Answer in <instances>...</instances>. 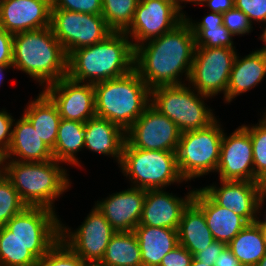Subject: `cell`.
<instances>
[{"mask_svg":"<svg viewBox=\"0 0 266 266\" xmlns=\"http://www.w3.org/2000/svg\"><path fill=\"white\" fill-rule=\"evenodd\" d=\"M195 49V37L184 19L173 30L134 48V70L150 89L184 84L180 77L185 73L189 81Z\"/></svg>","mask_w":266,"mask_h":266,"instance_id":"cell-1","label":"cell"},{"mask_svg":"<svg viewBox=\"0 0 266 266\" xmlns=\"http://www.w3.org/2000/svg\"><path fill=\"white\" fill-rule=\"evenodd\" d=\"M133 69L134 48L124 32H112L101 42L76 49L67 59V76L82 83L119 78Z\"/></svg>","mask_w":266,"mask_h":266,"instance_id":"cell-2","label":"cell"},{"mask_svg":"<svg viewBox=\"0 0 266 266\" xmlns=\"http://www.w3.org/2000/svg\"><path fill=\"white\" fill-rule=\"evenodd\" d=\"M67 59L51 27L14 34L13 67L47 87L67 76Z\"/></svg>","mask_w":266,"mask_h":266,"instance_id":"cell-3","label":"cell"},{"mask_svg":"<svg viewBox=\"0 0 266 266\" xmlns=\"http://www.w3.org/2000/svg\"><path fill=\"white\" fill-rule=\"evenodd\" d=\"M59 163L62 162L55 159L43 162L0 160V170L27 206L46 207L54 211L55 199L71 186L67 170Z\"/></svg>","mask_w":266,"mask_h":266,"instance_id":"cell-4","label":"cell"},{"mask_svg":"<svg viewBox=\"0 0 266 266\" xmlns=\"http://www.w3.org/2000/svg\"><path fill=\"white\" fill-rule=\"evenodd\" d=\"M96 116L126 131L151 104V89L133 69L115 79L93 84Z\"/></svg>","mask_w":266,"mask_h":266,"instance_id":"cell-5","label":"cell"},{"mask_svg":"<svg viewBox=\"0 0 266 266\" xmlns=\"http://www.w3.org/2000/svg\"><path fill=\"white\" fill-rule=\"evenodd\" d=\"M119 165L131 187L143 190L163 189L185 181L177 167L176 152L172 151L142 150L125 141Z\"/></svg>","mask_w":266,"mask_h":266,"instance_id":"cell-6","label":"cell"},{"mask_svg":"<svg viewBox=\"0 0 266 266\" xmlns=\"http://www.w3.org/2000/svg\"><path fill=\"white\" fill-rule=\"evenodd\" d=\"M186 85L184 83L151 89V105L172 120L181 133L208 127L217 119L204 102L209 96L191 89L189 83L188 87Z\"/></svg>","mask_w":266,"mask_h":266,"instance_id":"cell-7","label":"cell"},{"mask_svg":"<svg viewBox=\"0 0 266 266\" xmlns=\"http://www.w3.org/2000/svg\"><path fill=\"white\" fill-rule=\"evenodd\" d=\"M216 119L208 127L181 133L176 151L181 177L191 179L216 172L224 130Z\"/></svg>","mask_w":266,"mask_h":266,"instance_id":"cell-8","label":"cell"},{"mask_svg":"<svg viewBox=\"0 0 266 266\" xmlns=\"http://www.w3.org/2000/svg\"><path fill=\"white\" fill-rule=\"evenodd\" d=\"M50 27L66 55L94 45L114 32L101 14H85L63 9H51Z\"/></svg>","mask_w":266,"mask_h":266,"instance_id":"cell-9","label":"cell"},{"mask_svg":"<svg viewBox=\"0 0 266 266\" xmlns=\"http://www.w3.org/2000/svg\"><path fill=\"white\" fill-rule=\"evenodd\" d=\"M237 52L228 47H196L189 85L200 94L210 98L223 93L226 102L229 76Z\"/></svg>","mask_w":266,"mask_h":266,"instance_id":"cell-10","label":"cell"},{"mask_svg":"<svg viewBox=\"0 0 266 266\" xmlns=\"http://www.w3.org/2000/svg\"><path fill=\"white\" fill-rule=\"evenodd\" d=\"M184 15L177 0H139L132 23L124 33L132 38L135 48L173 30L184 20Z\"/></svg>","mask_w":266,"mask_h":266,"instance_id":"cell-11","label":"cell"},{"mask_svg":"<svg viewBox=\"0 0 266 266\" xmlns=\"http://www.w3.org/2000/svg\"><path fill=\"white\" fill-rule=\"evenodd\" d=\"M74 231L60 221V240L85 262H100L111 237L116 233L105 216L96 208Z\"/></svg>","mask_w":266,"mask_h":266,"instance_id":"cell-12","label":"cell"},{"mask_svg":"<svg viewBox=\"0 0 266 266\" xmlns=\"http://www.w3.org/2000/svg\"><path fill=\"white\" fill-rule=\"evenodd\" d=\"M180 135L177 125L151 104L125 131L126 142L142 150L176 152Z\"/></svg>","mask_w":266,"mask_h":266,"instance_id":"cell-13","label":"cell"},{"mask_svg":"<svg viewBox=\"0 0 266 266\" xmlns=\"http://www.w3.org/2000/svg\"><path fill=\"white\" fill-rule=\"evenodd\" d=\"M42 91L56 105L61 119L85 123L96 116L93 84L77 82L66 76Z\"/></svg>","mask_w":266,"mask_h":266,"instance_id":"cell-14","label":"cell"},{"mask_svg":"<svg viewBox=\"0 0 266 266\" xmlns=\"http://www.w3.org/2000/svg\"><path fill=\"white\" fill-rule=\"evenodd\" d=\"M216 172L220 180L257 182L251 138L243 126L235 129L230 136L224 132Z\"/></svg>","mask_w":266,"mask_h":266,"instance_id":"cell-15","label":"cell"},{"mask_svg":"<svg viewBox=\"0 0 266 266\" xmlns=\"http://www.w3.org/2000/svg\"><path fill=\"white\" fill-rule=\"evenodd\" d=\"M51 0H3L0 25L11 34L50 27Z\"/></svg>","mask_w":266,"mask_h":266,"instance_id":"cell-16","label":"cell"},{"mask_svg":"<svg viewBox=\"0 0 266 266\" xmlns=\"http://www.w3.org/2000/svg\"><path fill=\"white\" fill-rule=\"evenodd\" d=\"M146 190L130 187L97 201L96 208L116 232H132L139 224Z\"/></svg>","mask_w":266,"mask_h":266,"instance_id":"cell-17","label":"cell"},{"mask_svg":"<svg viewBox=\"0 0 266 266\" xmlns=\"http://www.w3.org/2000/svg\"><path fill=\"white\" fill-rule=\"evenodd\" d=\"M164 189L146 190L145 201L138 225L178 230L185 208L193 200L195 190L183 198Z\"/></svg>","mask_w":266,"mask_h":266,"instance_id":"cell-18","label":"cell"},{"mask_svg":"<svg viewBox=\"0 0 266 266\" xmlns=\"http://www.w3.org/2000/svg\"><path fill=\"white\" fill-rule=\"evenodd\" d=\"M220 187L210 185L202 189L220 206L243 217L248 223H254L258 216L257 182L219 180Z\"/></svg>","mask_w":266,"mask_h":266,"instance_id":"cell-19","label":"cell"},{"mask_svg":"<svg viewBox=\"0 0 266 266\" xmlns=\"http://www.w3.org/2000/svg\"><path fill=\"white\" fill-rule=\"evenodd\" d=\"M46 207L27 206L4 226L22 240H60V219Z\"/></svg>","mask_w":266,"mask_h":266,"instance_id":"cell-20","label":"cell"},{"mask_svg":"<svg viewBox=\"0 0 266 266\" xmlns=\"http://www.w3.org/2000/svg\"><path fill=\"white\" fill-rule=\"evenodd\" d=\"M59 240H22L0 226V266H37Z\"/></svg>","mask_w":266,"mask_h":266,"instance_id":"cell-21","label":"cell"},{"mask_svg":"<svg viewBox=\"0 0 266 266\" xmlns=\"http://www.w3.org/2000/svg\"><path fill=\"white\" fill-rule=\"evenodd\" d=\"M193 201L203 210L214 240L228 243L249 223L240 215L218 205L202 188H195Z\"/></svg>","mask_w":266,"mask_h":266,"instance_id":"cell-22","label":"cell"},{"mask_svg":"<svg viewBox=\"0 0 266 266\" xmlns=\"http://www.w3.org/2000/svg\"><path fill=\"white\" fill-rule=\"evenodd\" d=\"M51 159H54L52 150L39 138L31 122L22 115L13 123L10 146L0 160L43 162Z\"/></svg>","mask_w":266,"mask_h":266,"instance_id":"cell-23","label":"cell"},{"mask_svg":"<svg viewBox=\"0 0 266 266\" xmlns=\"http://www.w3.org/2000/svg\"><path fill=\"white\" fill-rule=\"evenodd\" d=\"M84 141L87 150L109 155L120 164L126 138L125 131L115 123L98 116L90 118L85 122Z\"/></svg>","mask_w":266,"mask_h":266,"instance_id":"cell-24","label":"cell"},{"mask_svg":"<svg viewBox=\"0 0 266 266\" xmlns=\"http://www.w3.org/2000/svg\"><path fill=\"white\" fill-rule=\"evenodd\" d=\"M236 55L229 76L226 102L256 87L266 75V53L261 50L252 51L243 58ZM241 58V59H240Z\"/></svg>","mask_w":266,"mask_h":266,"instance_id":"cell-25","label":"cell"},{"mask_svg":"<svg viewBox=\"0 0 266 266\" xmlns=\"http://www.w3.org/2000/svg\"><path fill=\"white\" fill-rule=\"evenodd\" d=\"M135 233L141 251L142 266H159L163 257L179 245L178 230L138 225Z\"/></svg>","mask_w":266,"mask_h":266,"instance_id":"cell-26","label":"cell"},{"mask_svg":"<svg viewBox=\"0 0 266 266\" xmlns=\"http://www.w3.org/2000/svg\"><path fill=\"white\" fill-rule=\"evenodd\" d=\"M179 244L193 256L214 241L203 210L192 200L185 208L178 227Z\"/></svg>","mask_w":266,"mask_h":266,"instance_id":"cell-27","label":"cell"},{"mask_svg":"<svg viewBox=\"0 0 266 266\" xmlns=\"http://www.w3.org/2000/svg\"><path fill=\"white\" fill-rule=\"evenodd\" d=\"M23 115L31 122L44 144L53 150L61 117L52 100L41 91L34 101L28 103Z\"/></svg>","mask_w":266,"mask_h":266,"instance_id":"cell-28","label":"cell"},{"mask_svg":"<svg viewBox=\"0 0 266 266\" xmlns=\"http://www.w3.org/2000/svg\"><path fill=\"white\" fill-rule=\"evenodd\" d=\"M184 19L191 27L196 47H228L235 49V46H233L234 36L223 25V15L221 13L210 12L200 22L192 21V18L190 19L186 15H184Z\"/></svg>","mask_w":266,"mask_h":266,"instance_id":"cell-29","label":"cell"},{"mask_svg":"<svg viewBox=\"0 0 266 266\" xmlns=\"http://www.w3.org/2000/svg\"><path fill=\"white\" fill-rule=\"evenodd\" d=\"M84 129L85 123L80 121L60 120L57 139L52 150L55 160L81 167L76 153L85 146Z\"/></svg>","mask_w":266,"mask_h":266,"instance_id":"cell-30","label":"cell"},{"mask_svg":"<svg viewBox=\"0 0 266 266\" xmlns=\"http://www.w3.org/2000/svg\"><path fill=\"white\" fill-rule=\"evenodd\" d=\"M100 263L103 266H142L138 239L132 232H116Z\"/></svg>","mask_w":266,"mask_h":266,"instance_id":"cell-31","label":"cell"},{"mask_svg":"<svg viewBox=\"0 0 266 266\" xmlns=\"http://www.w3.org/2000/svg\"><path fill=\"white\" fill-rule=\"evenodd\" d=\"M242 266H255L266 254V246L259 226L246 225L227 245Z\"/></svg>","mask_w":266,"mask_h":266,"instance_id":"cell-32","label":"cell"},{"mask_svg":"<svg viewBox=\"0 0 266 266\" xmlns=\"http://www.w3.org/2000/svg\"><path fill=\"white\" fill-rule=\"evenodd\" d=\"M139 0H102L101 15L114 32H124L132 23Z\"/></svg>","mask_w":266,"mask_h":266,"instance_id":"cell-33","label":"cell"},{"mask_svg":"<svg viewBox=\"0 0 266 266\" xmlns=\"http://www.w3.org/2000/svg\"><path fill=\"white\" fill-rule=\"evenodd\" d=\"M26 207L11 181L0 170V226H4Z\"/></svg>","mask_w":266,"mask_h":266,"instance_id":"cell-34","label":"cell"},{"mask_svg":"<svg viewBox=\"0 0 266 266\" xmlns=\"http://www.w3.org/2000/svg\"><path fill=\"white\" fill-rule=\"evenodd\" d=\"M242 126L250 134L253 148L254 175L258 178L266 171V120L261 118L259 123L255 125Z\"/></svg>","mask_w":266,"mask_h":266,"instance_id":"cell-35","label":"cell"},{"mask_svg":"<svg viewBox=\"0 0 266 266\" xmlns=\"http://www.w3.org/2000/svg\"><path fill=\"white\" fill-rule=\"evenodd\" d=\"M85 261L59 240L38 262L37 266H84Z\"/></svg>","mask_w":266,"mask_h":266,"instance_id":"cell-36","label":"cell"},{"mask_svg":"<svg viewBox=\"0 0 266 266\" xmlns=\"http://www.w3.org/2000/svg\"><path fill=\"white\" fill-rule=\"evenodd\" d=\"M222 15L223 25L233 36L248 34L253 29L247 15L235 6Z\"/></svg>","mask_w":266,"mask_h":266,"instance_id":"cell-37","label":"cell"},{"mask_svg":"<svg viewBox=\"0 0 266 266\" xmlns=\"http://www.w3.org/2000/svg\"><path fill=\"white\" fill-rule=\"evenodd\" d=\"M52 9H63L85 14H101L102 0H51Z\"/></svg>","mask_w":266,"mask_h":266,"instance_id":"cell-38","label":"cell"},{"mask_svg":"<svg viewBox=\"0 0 266 266\" xmlns=\"http://www.w3.org/2000/svg\"><path fill=\"white\" fill-rule=\"evenodd\" d=\"M235 7L247 15L251 24H266V0H235Z\"/></svg>","mask_w":266,"mask_h":266,"instance_id":"cell-39","label":"cell"},{"mask_svg":"<svg viewBox=\"0 0 266 266\" xmlns=\"http://www.w3.org/2000/svg\"><path fill=\"white\" fill-rule=\"evenodd\" d=\"M15 119L5 109L0 110V158L8 151Z\"/></svg>","mask_w":266,"mask_h":266,"instance_id":"cell-40","label":"cell"},{"mask_svg":"<svg viewBox=\"0 0 266 266\" xmlns=\"http://www.w3.org/2000/svg\"><path fill=\"white\" fill-rule=\"evenodd\" d=\"M193 258L194 256L179 244L163 257L159 266H190Z\"/></svg>","mask_w":266,"mask_h":266,"instance_id":"cell-41","label":"cell"},{"mask_svg":"<svg viewBox=\"0 0 266 266\" xmlns=\"http://www.w3.org/2000/svg\"><path fill=\"white\" fill-rule=\"evenodd\" d=\"M13 36L0 25V64L13 65Z\"/></svg>","mask_w":266,"mask_h":266,"instance_id":"cell-42","label":"cell"},{"mask_svg":"<svg viewBox=\"0 0 266 266\" xmlns=\"http://www.w3.org/2000/svg\"><path fill=\"white\" fill-rule=\"evenodd\" d=\"M226 246V243L214 240L211 245H209L204 250L198 252L194 257L198 261L209 264V266H214L216 258Z\"/></svg>","mask_w":266,"mask_h":266,"instance_id":"cell-43","label":"cell"},{"mask_svg":"<svg viewBox=\"0 0 266 266\" xmlns=\"http://www.w3.org/2000/svg\"><path fill=\"white\" fill-rule=\"evenodd\" d=\"M207 5L211 12L224 13L235 6V0H203L199 5Z\"/></svg>","mask_w":266,"mask_h":266,"instance_id":"cell-44","label":"cell"},{"mask_svg":"<svg viewBox=\"0 0 266 266\" xmlns=\"http://www.w3.org/2000/svg\"><path fill=\"white\" fill-rule=\"evenodd\" d=\"M214 266H242V265L240 261L237 259V257L233 255L230 248L226 246L216 258Z\"/></svg>","mask_w":266,"mask_h":266,"instance_id":"cell-45","label":"cell"},{"mask_svg":"<svg viewBox=\"0 0 266 266\" xmlns=\"http://www.w3.org/2000/svg\"><path fill=\"white\" fill-rule=\"evenodd\" d=\"M257 187H258V215L260 213V210H262V206L264 204V201H266V171L261 174L257 179Z\"/></svg>","mask_w":266,"mask_h":266,"instance_id":"cell-46","label":"cell"},{"mask_svg":"<svg viewBox=\"0 0 266 266\" xmlns=\"http://www.w3.org/2000/svg\"><path fill=\"white\" fill-rule=\"evenodd\" d=\"M9 68H14L13 65H3L0 64V85L2 84V81L4 80L3 78V72Z\"/></svg>","mask_w":266,"mask_h":266,"instance_id":"cell-47","label":"cell"},{"mask_svg":"<svg viewBox=\"0 0 266 266\" xmlns=\"http://www.w3.org/2000/svg\"><path fill=\"white\" fill-rule=\"evenodd\" d=\"M260 228V232L262 234L263 241L266 246V224H257Z\"/></svg>","mask_w":266,"mask_h":266,"instance_id":"cell-48","label":"cell"},{"mask_svg":"<svg viewBox=\"0 0 266 266\" xmlns=\"http://www.w3.org/2000/svg\"><path fill=\"white\" fill-rule=\"evenodd\" d=\"M203 0H177V3H178V5H179V7L181 8V10H183L182 8L184 7V6H181V4H182V2H192V3H194V5H199L201 2H202ZM181 2V3H180Z\"/></svg>","mask_w":266,"mask_h":266,"instance_id":"cell-49","label":"cell"},{"mask_svg":"<svg viewBox=\"0 0 266 266\" xmlns=\"http://www.w3.org/2000/svg\"><path fill=\"white\" fill-rule=\"evenodd\" d=\"M259 38L264 42V44H263L264 46L259 50L264 51L266 53V27L263 30V34H261V36Z\"/></svg>","mask_w":266,"mask_h":266,"instance_id":"cell-50","label":"cell"},{"mask_svg":"<svg viewBox=\"0 0 266 266\" xmlns=\"http://www.w3.org/2000/svg\"><path fill=\"white\" fill-rule=\"evenodd\" d=\"M190 266H209V264L198 261L195 257L193 258Z\"/></svg>","mask_w":266,"mask_h":266,"instance_id":"cell-51","label":"cell"},{"mask_svg":"<svg viewBox=\"0 0 266 266\" xmlns=\"http://www.w3.org/2000/svg\"><path fill=\"white\" fill-rule=\"evenodd\" d=\"M255 266H266V254L260 259Z\"/></svg>","mask_w":266,"mask_h":266,"instance_id":"cell-52","label":"cell"},{"mask_svg":"<svg viewBox=\"0 0 266 266\" xmlns=\"http://www.w3.org/2000/svg\"><path fill=\"white\" fill-rule=\"evenodd\" d=\"M84 266H103L100 262H85Z\"/></svg>","mask_w":266,"mask_h":266,"instance_id":"cell-53","label":"cell"},{"mask_svg":"<svg viewBox=\"0 0 266 266\" xmlns=\"http://www.w3.org/2000/svg\"><path fill=\"white\" fill-rule=\"evenodd\" d=\"M265 213H266V211H265ZM264 215H265V216H264V219H263V220H260V219L258 220V219H257V220L255 221V223H256V224H266V214H264Z\"/></svg>","mask_w":266,"mask_h":266,"instance_id":"cell-54","label":"cell"},{"mask_svg":"<svg viewBox=\"0 0 266 266\" xmlns=\"http://www.w3.org/2000/svg\"><path fill=\"white\" fill-rule=\"evenodd\" d=\"M262 118L266 120V111H265V113L263 114V117H262Z\"/></svg>","mask_w":266,"mask_h":266,"instance_id":"cell-55","label":"cell"}]
</instances>
